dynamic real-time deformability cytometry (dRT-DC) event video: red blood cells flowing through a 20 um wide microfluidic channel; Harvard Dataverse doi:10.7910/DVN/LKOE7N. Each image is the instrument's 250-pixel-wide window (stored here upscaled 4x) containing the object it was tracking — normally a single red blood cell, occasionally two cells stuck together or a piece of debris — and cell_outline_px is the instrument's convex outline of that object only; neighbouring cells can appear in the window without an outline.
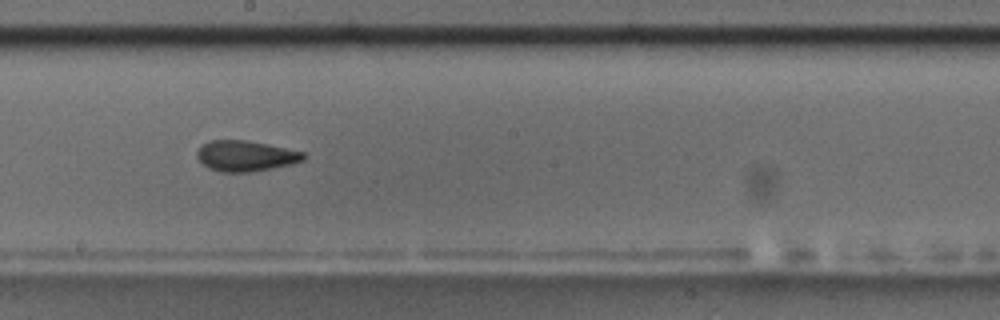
{"species": "common noctule bat (a hibernating species)", "species_latin": "Nyctalus noctula", "temperature_condition": "room temperature", "stored_images_in_passage": 45, "camera_frame_rate_fps": 3000, "um_per_image_px": 0.085, "animal": {"sex": "male", "body_mass_g": 17.5, "forearm_length_mm": 52.3}, "frame": {"image": 1, "passage_image": 20, "time_ms": 6.333, "image_size_px": [1000, 320], "cell_outline_px": [[308, 156], [304, 160], [292, 164], [272, 168], [248, 172], [220, 172], [208, 168], [196, 156], [196, 152], [208, 140], [244, 140], [268, 144], [304, 152]], "centroid_in_image_um": [20.9, 13.25], "position_along_channel_um": 227.3, "area_um2": 19.02}, "authors_computed_cell_mechanics": {"area_um2": 19.0162, "velocity_mm_per_s": 3.634, "shape_relaxation_time_tau1_ms": 4.0532, "shape_relaxation_time_tau2_ms": 2.4432, "deformation_change_tau1": 0.1336, "deformation_change_tau2": 0.0954}}